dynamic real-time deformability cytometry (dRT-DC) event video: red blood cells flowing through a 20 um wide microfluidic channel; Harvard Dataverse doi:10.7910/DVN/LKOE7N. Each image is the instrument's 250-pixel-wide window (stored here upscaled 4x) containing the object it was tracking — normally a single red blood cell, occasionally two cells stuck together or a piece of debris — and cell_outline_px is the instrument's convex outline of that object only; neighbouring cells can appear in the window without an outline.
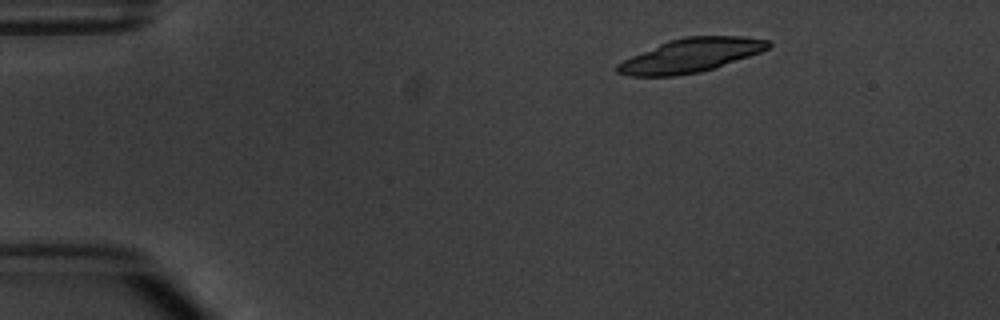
{"species": "common noctule bat (a hibernating species)", "species_latin": "Nyctalus noctula", "temperature_condition": "warm", "stored_images_in_passage": 3, "camera_frame_rate_fps": 3000, "um_per_image_px": 0.085, "animal": {"sex": "male", "body_mass_g": 20.1, "forearm_length_mm": 53.5}, "frame": {"image": 1, "passage_image": 1, "time_ms": 0.0, "image_size_px": [1000, 320], "cell_outline_px": [[772, 44], [768, 48], [760, 52], [700, 72], [676, 76], [628, 76], [616, 72], [616, 64], [632, 56], [668, 40], [684, 36], [740, 36], [768, 40]], "centroid_in_image_um": [58.68, 4.71], "position_along_channel_um": 26.3, "area_um2": 29.42}}